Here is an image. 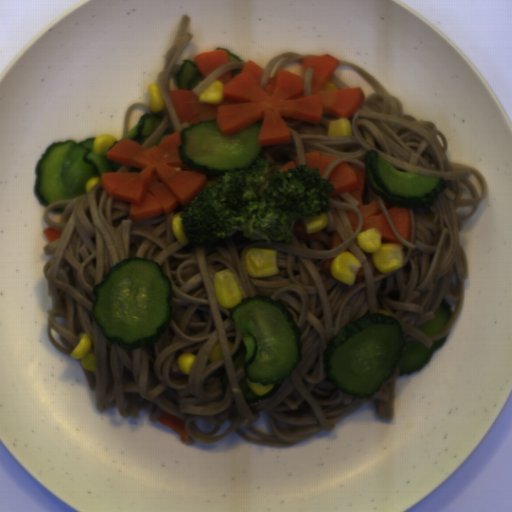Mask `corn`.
<instances>
[{
	"instance_id": "f1292c28",
	"label": "corn",
	"mask_w": 512,
	"mask_h": 512,
	"mask_svg": "<svg viewBox=\"0 0 512 512\" xmlns=\"http://www.w3.org/2000/svg\"><path fill=\"white\" fill-rule=\"evenodd\" d=\"M278 250L252 247L246 250L244 265L246 273L253 278H266L278 274Z\"/></svg>"
},
{
	"instance_id": "2b8c4276",
	"label": "corn",
	"mask_w": 512,
	"mask_h": 512,
	"mask_svg": "<svg viewBox=\"0 0 512 512\" xmlns=\"http://www.w3.org/2000/svg\"><path fill=\"white\" fill-rule=\"evenodd\" d=\"M92 342L88 333H79L78 343L70 353L73 359H80L83 369L97 372V355L91 352Z\"/></svg>"
},
{
	"instance_id": "79e197a2",
	"label": "corn",
	"mask_w": 512,
	"mask_h": 512,
	"mask_svg": "<svg viewBox=\"0 0 512 512\" xmlns=\"http://www.w3.org/2000/svg\"><path fill=\"white\" fill-rule=\"evenodd\" d=\"M224 92L223 83L221 80H215L205 89H203L199 95V103L217 105L223 102Z\"/></svg>"
},
{
	"instance_id": "5cfa1b94",
	"label": "corn",
	"mask_w": 512,
	"mask_h": 512,
	"mask_svg": "<svg viewBox=\"0 0 512 512\" xmlns=\"http://www.w3.org/2000/svg\"><path fill=\"white\" fill-rule=\"evenodd\" d=\"M213 290L217 303L224 308H234L243 301L239 283L231 269L225 268L213 274Z\"/></svg>"
},
{
	"instance_id": "7d6b0189",
	"label": "corn",
	"mask_w": 512,
	"mask_h": 512,
	"mask_svg": "<svg viewBox=\"0 0 512 512\" xmlns=\"http://www.w3.org/2000/svg\"><path fill=\"white\" fill-rule=\"evenodd\" d=\"M209 359H210L211 363H214V362L222 359L221 348H220L219 342L214 345V347L210 353Z\"/></svg>"
},
{
	"instance_id": "e3d9049e",
	"label": "corn",
	"mask_w": 512,
	"mask_h": 512,
	"mask_svg": "<svg viewBox=\"0 0 512 512\" xmlns=\"http://www.w3.org/2000/svg\"><path fill=\"white\" fill-rule=\"evenodd\" d=\"M101 181H100V177H90L86 183H85V190H86V193L88 194L89 191L94 187L96 186L97 184H99Z\"/></svg>"
},
{
	"instance_id": "a0e27810",
	"label": "corn",
	"mask_w": 512,
	"mask_h": 512,
	"mask_svg": "<svg viewBox=\"0 0 512 512\" xmlns=\"http://www.w3.org/2000/svg\"><path fill=\"white\" fill-rule=\"evenodd\" d=\"M302 222L305 226L306 234H312L325 228L329 220L327 215L322 214L321 216L304 218Z\"/></svg>"
},
{
	"instance_id": "93f2ace3",
	"label": "corn",
	"mask_w": 512,
	"mask_h": 512,
	"mask_svg": "<svg viewBox=\"0 0 512 512\" xmlns=\"http://www.w3.org/2000/svg\"><path fill=\"white\" fill-rule=\"evenodd\" d=\"M247 384H248L250 390L258 396L265 395L266 393L271 391L274 388V386L276 385L274 383L270 384V385L261 384L259 382L252 383V382H250V379H248V378H247Z\"/></svg>"
},
{
	"instance_id": "bf9fae09",
	"label": "corn",
	"mask_w": 512,
	"mask_h": 512,
	"mask_svg": "<svg viewBox=\"0 0 512 512\" xmlns=\"http://www.w3.org/2000/svg\"><path fill=\"white\" fill-rule=\"evenodd\" d=\"M325 88H326V90H338L337 86L334 85L333 83L329 82V81H328V83H327Z\"/></svg>"
},
{
	"instance_id": "cfcad685",
	"label": "corn",
	"mask_w": 512,
	"mask_h": 512,
	"mask_svg": "<svg viewBox=\"0 0 512 512\" xmlns=\"http://www.w3.org/2000/svg\"><path fill=\"white\" fill-rule=\"evenodd\" d=\"M361 262L350 251L340 252L330 264L334 278L346 285H354L356 274L361 269Z\"/></svg>"
},
{
	"instance_id": "6a14855c",
	"label": "corn",
	"mask_w": 512,
	"mask_h": 512,
	"mask_svg": "<svg viewBox=\"0 0 512 512\" xmlns=\"http://www.w3.org/2000/svg\"><path fill=\"white\" fill-rule=\"evenodd\" d=\"M329 136H352L351 122L347 118L330 120L327 128Z\"/></svg>"
},
{
	"instance_id": "42891da5",
	"label": "corn",
	"mask_w": 512,
	"mask_h": 512,
	"mask_svg": "<svg viewBox=\"0 0 512 512\" xmlns=\"http://www.w3.org/2000/svg\"><path fill=\"white\" fill-rule=\"evenodd\" d=\"M116 141V137L110 134L96 136L92 143L93 152L97 155L105 154L115 145Z\"/></svg>"
},
{
	"instance_id": "30e3d8cc",
	"label": "corn",
	"mask_w": 512,
	"mask_h": 512,
	"mask_svg": "<svg viewBox=\"0 0 512 512\" xmlns=\"http://www.w3.org/2000/svg\"><path fill=\"white\" fill-rule=\"evenodd\" d=\"M148 107L154 113L160 112L165 107L161 89L154 82L148 87Z\"/></svg>"
},
{
	"instance_id": "51d56268",
	"label": "corn",
	"mask_w": 512,
	"mask_h": 512,
	"mask_svg": "<svg viewBox=\"0 0 512 512\" xmlns=\"http://www.w3.org/2000/svg\"><path fill=\"white\" fill-rule=\"evenodd\" d=\"M360 249L372 254L375 269L388 274L404 265V251L397 243L382 244V234L379 229L371 228L359 232L356 236Z\"/></svg>"
},
{
	"instance_id": "3270194a",
	"label": "corn",
	"mask_w": 512,
	"mask_h": 512,
	"mask_svg": "<svg viewBox=\"0 0 512 512\" xmlns=\"http://www.w3.org/2000/svg\"><path fill=\"white\" fill-rule=\"evenodd\" d=\"M185 212H178L171 219V228L172 231L178 240V242L182 245H188V238H186L185 234V226L182 224L181 214Z\"/></svg>"
},
{
	"instance_id": "f22f9a43",
	"label": "corn",
	"mask_w": 512,
	"mask_h": 512,
	"mask_svg": "<svg viewBox=\"0 0 512 512\" xmlns=\"http://www.w3.org/2000/svg\"><path fill=\"white\" fill-rule=\"evenodd\" d=\"M196 361V356L191 353L180 354L177 358L176 365L181 373L188 375Z\"/></svg>"
}]
</instances>
